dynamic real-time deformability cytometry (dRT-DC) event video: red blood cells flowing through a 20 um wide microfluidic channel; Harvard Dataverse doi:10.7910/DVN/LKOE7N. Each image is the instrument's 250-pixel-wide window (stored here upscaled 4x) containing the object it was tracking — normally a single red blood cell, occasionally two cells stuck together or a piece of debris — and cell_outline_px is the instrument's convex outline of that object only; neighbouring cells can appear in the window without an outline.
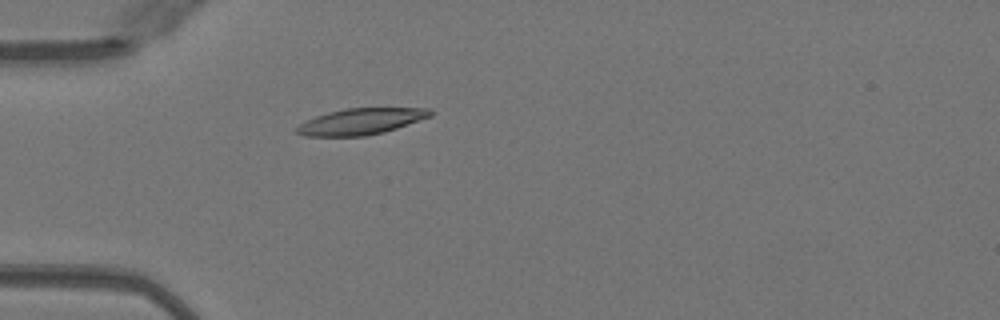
{"species": "Egyptian fruit bat (a non-hibernating species)", "species_latin": "Rousettus aegyptiacus", "temperature_condition": "warm", "stored_images_in_passage": 36, "camera_frame_rate_fps": 3000, "um_per_image_px": 0.085, "animal": {"sex": "female"}, "frame": {"image": 1, "passage_image": 1, "time_ms": 0.0, "image_size_px": [1000, 320], "cell_outline_px": [[432, 116], [384, 132], [364, 136], [304, 136], [296, 132], [296, 128], [300, 124], [316, 116], [328, 112], [344, 108], [428, 108], [432, 112]], "centroid_in_image_um": [30.68, 10.32], "position_along_channel_um": 54.3, "area_um2": 20.23}}
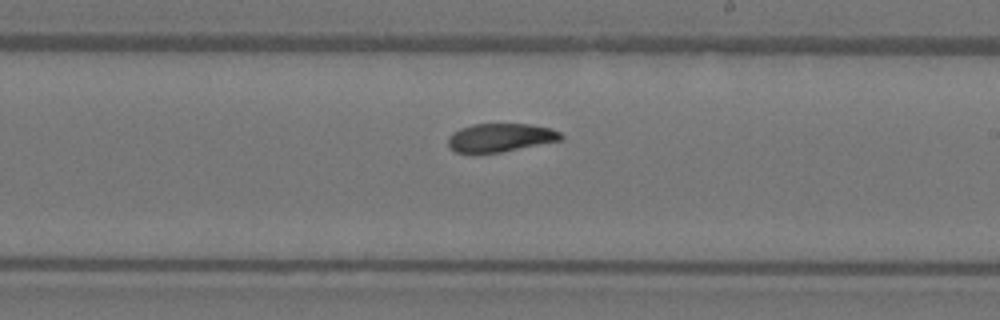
{"frame": {"image": 2, "passage_image": 16, "time_ms": 5.0, "image_size_px": [1000, 320], "cell_outline_px": [[564, 136], [560, 140], [500, 152], [456, 152], [448, 144], [448, 136], [452, 132], [460, 128], [472, 124], [532, 124], [552, 128], [560, 132]], "centroid_in_image_um": [42.54, 11.67], "position_along_channel_um": 246.5, "area_um2": 18.5}}
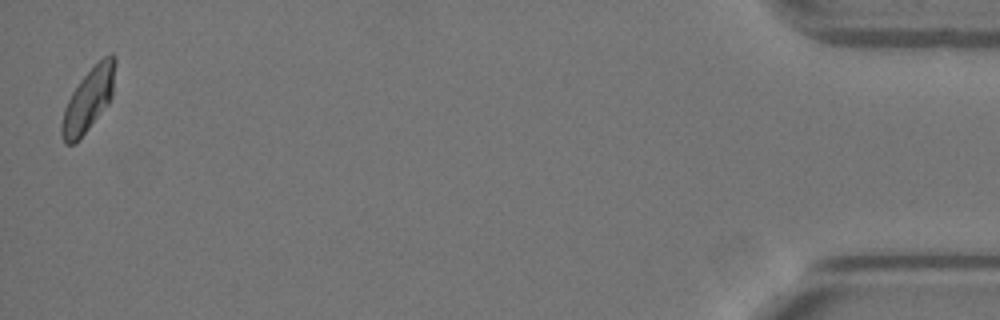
{"frame": {"image": 3, "passage_image": 36, "time_ms": 11.667, "image_size_px": [1000, 320], "cell_outline_px": [[116, 64], [112, 96], [108, 104], [88, 128], [72, 144], [64, 144], [60, 132], [60, 124], [64, 108], [72, 92], [80, 80], [104, 56], [112, 52], [116, 56]], "centroid_in_image_um": [7.52, 8.44], "position_along_channel_um": 427.7, "area_um2": 19.42}, "authors_computed_cell_mechanics": {"area_um2": 19.5364, "velocity_mm_per_s": 4.0333, "shape_relaxation_time_tau1_ms": 9.8387, "shape_relaxation_time_tau2_ms": 2.1976, "deformation_change_tau1": 0.2318, "deformation_change_tau2": 0.068}}